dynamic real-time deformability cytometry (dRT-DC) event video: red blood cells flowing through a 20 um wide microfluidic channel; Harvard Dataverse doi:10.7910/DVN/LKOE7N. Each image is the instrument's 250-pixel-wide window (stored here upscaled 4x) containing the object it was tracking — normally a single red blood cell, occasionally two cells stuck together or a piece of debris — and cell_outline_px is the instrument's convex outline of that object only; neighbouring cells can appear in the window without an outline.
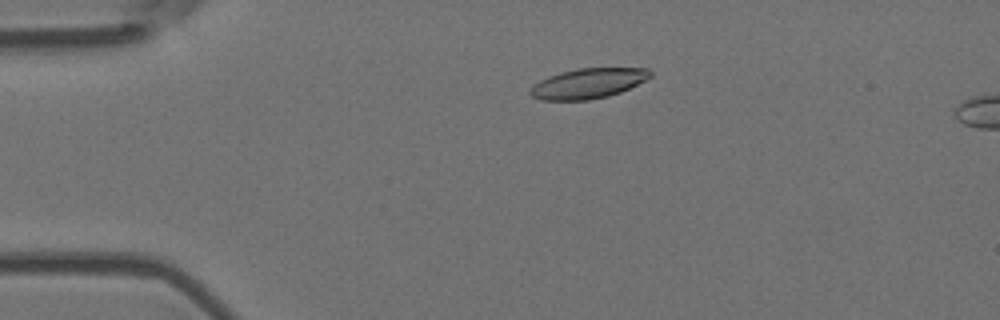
{"species": "Egyptian fruit bat (a non-hibernating species)", "species_latin": "Rousettus aegyptiacus", "temperature_condition": "room temperature", "stored_images_in_passage": 7, "camera_frame_rate_fps": 3000, "um_per_image_px": 0.085, "animal": {"sex": "female"}, "frame": {"image": 1, "passage_image": 4, "time_ms": 1.0, "image_size_px": [1000, 320], "cell_outline_px": [[652, 76], [620, 92], [608, 96], [588, 100], [540, 100], [532, 96], [528, 92], [540, 80], [548, 76], [560, 72], [576, 68], [648, 68], [652, 72]], "centroid_in_image_um": [49.98, 7.08], "position_along_channel_um": 35.0, "area_um2": 20.92}}
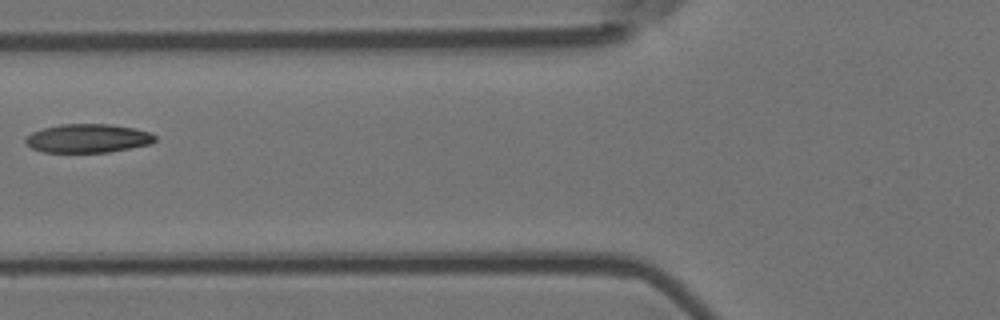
{"frame": {"image": 2, "passage_image": 6, "time_ms": 1.667, "image_size_px": [1000, 320], "cell_outline_px": [[156, 140], [148, 144], [108, 152], [44, 152], [32, 148], [24, 140], [32, 132], [44, 128], [60, 124], [112, 124], [132, 128], [148, 132], [156, 136]], "centroid_in_image_um": [7.45, 11.75], "position_along_channel_um": 118.4, "area_um2": 21.33}}
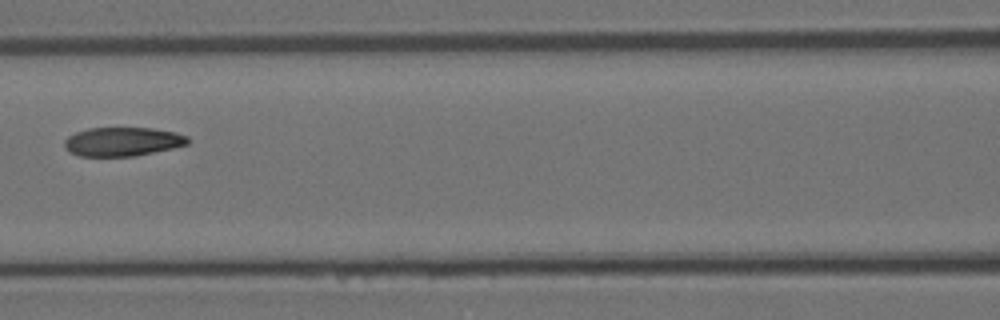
{"frame": {"image": 3, "passage_image": 7, "time_ms": 2.0, "image_size_px": [1000, 320], "cell_outline_px": [[188, 144], [172, 148], [136, 156], [80, 156], [64, 148], [64, 140], [68, 136], [76, 132], [88, 128], [152, 128], [176, 132], [188, 136]], "centroid_in_image_um": [10.41, 12.03], "position_along_channel_um": 156.2, "area_um2": 20.75}}